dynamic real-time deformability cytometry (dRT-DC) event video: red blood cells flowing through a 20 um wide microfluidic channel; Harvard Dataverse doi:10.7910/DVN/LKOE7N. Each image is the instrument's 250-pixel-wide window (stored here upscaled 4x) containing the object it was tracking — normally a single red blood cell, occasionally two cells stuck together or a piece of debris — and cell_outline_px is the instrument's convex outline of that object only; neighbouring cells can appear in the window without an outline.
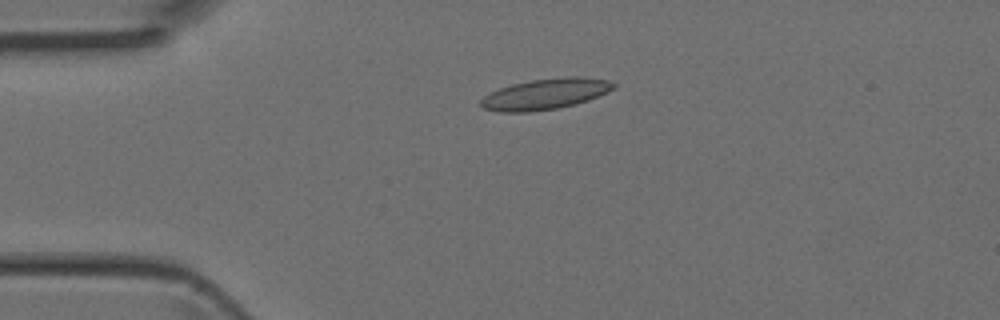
{"species": "Egyptian fruit bat (a non-hibernating species)", "species_latin": "Rousettus aegyptiacus", "temperature_condition": "room temperature", "stored_images_in_passage": 4, "camera_frame_rate_fps": 3000, "um_per_image_px": 0.085, "animal": {"sex": "female"}, "frame": {"image": 1, "passage_image": 3, "time_ms": 0.667, "image_size_px": [1000, 320], "cell_outline_px": [[616, 88], [608, 92], [588, 100], [576, 104], [556, 108], [532, 112], [496, 112], [484, 108], [480, 104], [480, 100], [484, 96], [500, 88], [512, 84], [532, 80], [568, 76], [584, 76], [608, 80], [616, 84]], "centroid_in_image_um": [46.39, 7.99], "position_along_channel_um": 38.6, "area_um2": 23.93}}